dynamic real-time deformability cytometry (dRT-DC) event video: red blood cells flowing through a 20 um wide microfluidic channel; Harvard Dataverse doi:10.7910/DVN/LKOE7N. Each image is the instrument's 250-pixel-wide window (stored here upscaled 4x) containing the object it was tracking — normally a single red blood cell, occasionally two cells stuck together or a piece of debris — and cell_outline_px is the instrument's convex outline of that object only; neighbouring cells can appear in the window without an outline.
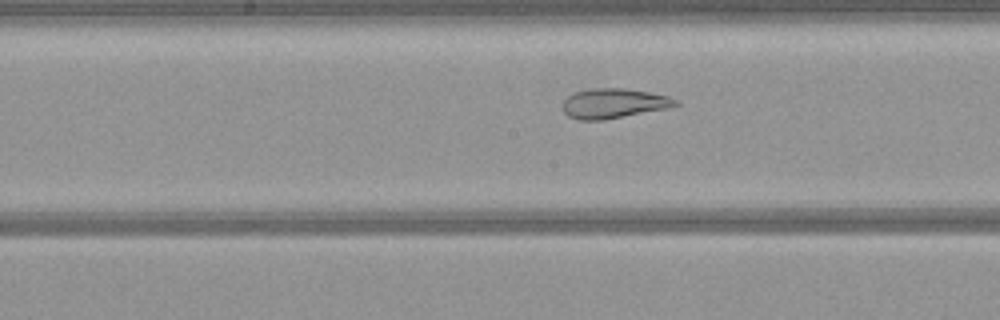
{"species": "common noctule bat (a hibernating species)", "species_latin": "Nyctalus noctula", "temperature_condition": "warm", "stored_images_in_passage": 37, "camera_frame_rate_fps": 3000, "um_per_image_px": 0.085, "animal": {"sex": "female", "body_mass_g": 21.9}, "frame": {"image": 1, "passage_image": 11, "time_ms": 3.333, "image_size_px": [1000, 320], "cell_outline_px": [[680, 104], [668, 108], [604, 120], [580, 120], [568, 116], [564, 112], [564, 100], [572, 92], [592, 88], [624, 88], [648, 92], [668, 96], [680, 100]], "centroid_in_image_um": [52.18, 8.78], "position_along_channel_um": 196.0, "area_um2": 19.65}}
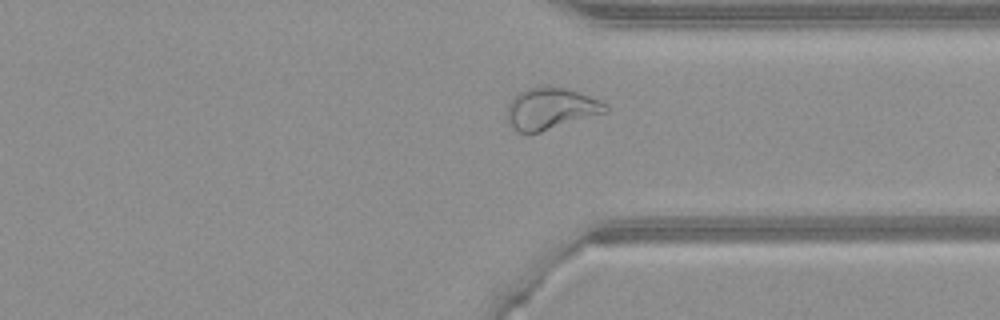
{"frame": {"image": 2, "passage_image": 24, "time_ms": 7.667, "image_size_px": [1000, 320], "cell_outline_px": [[608, 112], [540, 132], [520, 132], [508, 124], [508, 104], [520, 92], [528, 88], [564, 88], [600, 100], [608, 104]], "centroid_in_image_um": [46.85, 9.26], "position_along_channel_um": 364.6, "area_um2": 23.18}}
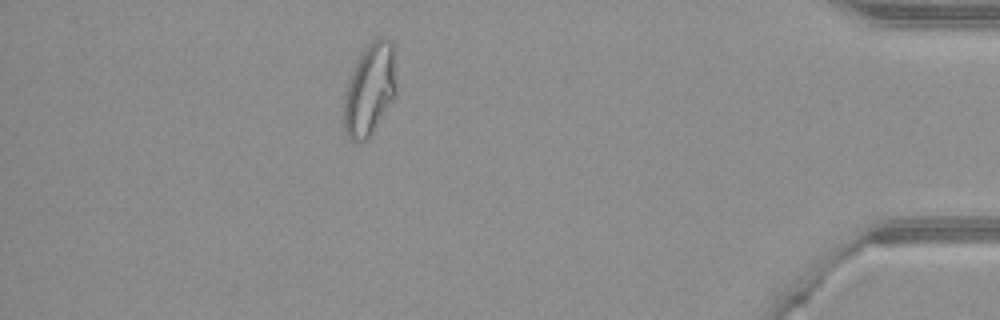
{"frame": {"image": 3, "passage_image": 31, "time_ms": 10.0, "image_size_px": [1000, 320], "cell_outline_px": [[396, 96], [368, 140], [360, 144], [356, 144], [348, 140], [344, 132], [344, 96], [348, 80], [360, 52], [372, 40], [380, 36], [384, 36], [392, 44], [396, 84]], "centroid_in_image_um": [31.4, 7.67], "position_along_channel_um": 403.8, "area_um2": 28.73}}